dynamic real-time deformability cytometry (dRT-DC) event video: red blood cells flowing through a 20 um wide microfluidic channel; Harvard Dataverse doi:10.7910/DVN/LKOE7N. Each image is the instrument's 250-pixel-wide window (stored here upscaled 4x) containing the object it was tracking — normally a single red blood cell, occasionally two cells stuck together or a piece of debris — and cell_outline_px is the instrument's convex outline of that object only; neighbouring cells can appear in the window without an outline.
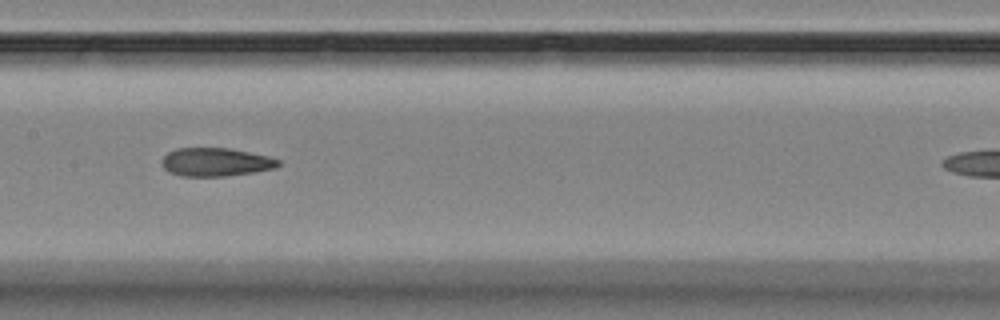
{"species": "Egyptian fruit bat (a non-hibernating species)", "species_latin": "Rousettus aegyptiacus", "temperature_condition": "room temperature", "stored_images_in_passage": 15, "camera_frame_rate_fps": 3000, "um_per_image_px": 0.085, "animal": {"sex": "female"}, "frame": {"image": 1, "passage_image": 7, "time_ms": 8.0, "image_size_px": [1000, 320], "cell_outline_px": [[280, 164], [276, 168], [252, 172], [224, 176], [180, 176], [168, 172], [164, 168], [160, 160], [168, 152], [176, 148], [228, 148], [268, 156], [280, 160]], "centroid_in_image_um": [18.3, 13.77], "position_along_channel_um": 189.1, "area_um2": 19.25}}
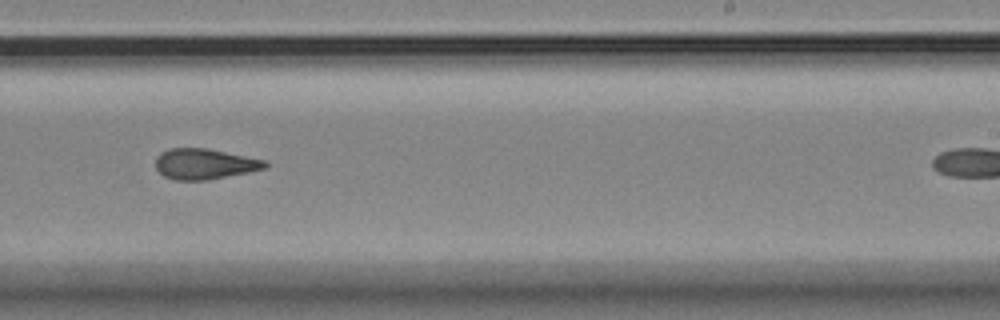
{"frame": {"image": 2, "passage_image": 9, "time_ms": 10.333, "image_size_px": [1000, 320], "cell_outline_px": [[268, 168], [208, 180], [176, 180], [164, 176], [156, 168], [156, 156], [160, 152], [168, 148], [208, 148], [268, 160]], "centroid_in_image_um": [17.42, 13.92], "position_along_channel_um": 271.6, "area_um2": 19.77}}
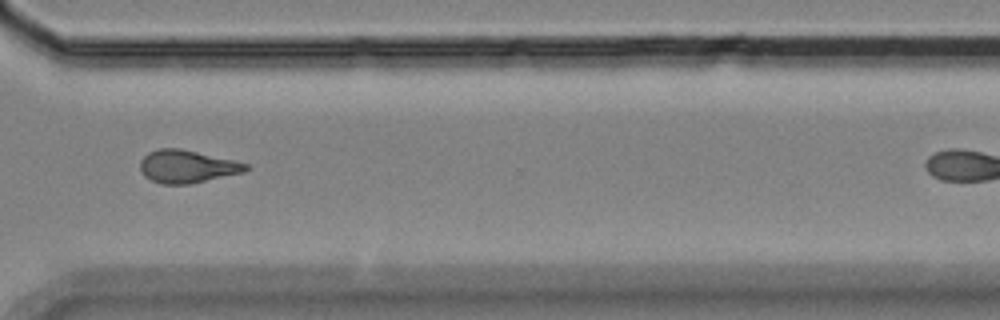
{"frame": {"image": 3, "passage_image": 11, "time_ms": 12.667, "image_size_px": [1000, 320], "cell_outline_px": [[252, 168], [244, 172], [188, 184], [160, 184], [144, 176], [140, 172], [140, 160], [148, 152], [156, 148], [180, 148], [232, 160], [248, 164]], "centroid_in_image_um": [15.87, 14.15], "position_along_channel_um": 354.7, "area_um2": 20.17}, "authors_computed_cell_mechanics": {"area_um2": 21.386, "velocity_mm_per_s": 3.5637, "shape_relaxation_time_tau1_ms": null, "shape_relaxation_time_tau2_ms": 3.0574, "deformation_change_tau1": null, "deformation_change_tau2": 0.0955}}